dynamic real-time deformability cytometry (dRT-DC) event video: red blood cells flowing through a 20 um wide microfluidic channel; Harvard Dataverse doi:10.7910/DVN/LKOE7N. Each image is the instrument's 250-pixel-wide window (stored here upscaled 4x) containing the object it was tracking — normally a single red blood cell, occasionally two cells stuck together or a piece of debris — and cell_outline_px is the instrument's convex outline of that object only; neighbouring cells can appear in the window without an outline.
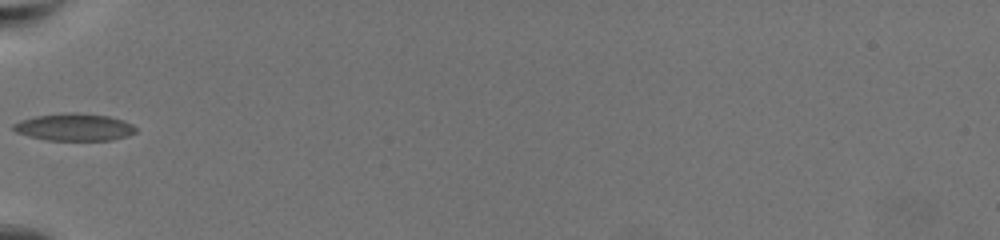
{"species": "common noctule bat (a hibernating species)", "species_latin": "Nyctalus noctula", "temperature_condition": "warm", "stored_images_in_passage": 3, "camera_frame_rate_fps": 3000, "um_per_image_px": 0.085, "animal": {"sex": "female", "body_mass_g": 19.5, "forearm_length_mm": 54.1}, "frame": {"image": 1, "passage_image": 1, "time_ms": 0.0, "image_size_px": [1000, 240], "cell_outline_px": [[136, 132], [128, 136], [112, 140], [44, 140], [28, 136], [16, 132], [12, 128], [12, 124], [20, 120], [36, 116], [60, 112], [80, 112], [108, 116], [132, 124], [136, 128]], "centroid_in_image_um": [6.28, 10.8], "position_along_channel_um": 78.7, "area_um2": 19.65}}